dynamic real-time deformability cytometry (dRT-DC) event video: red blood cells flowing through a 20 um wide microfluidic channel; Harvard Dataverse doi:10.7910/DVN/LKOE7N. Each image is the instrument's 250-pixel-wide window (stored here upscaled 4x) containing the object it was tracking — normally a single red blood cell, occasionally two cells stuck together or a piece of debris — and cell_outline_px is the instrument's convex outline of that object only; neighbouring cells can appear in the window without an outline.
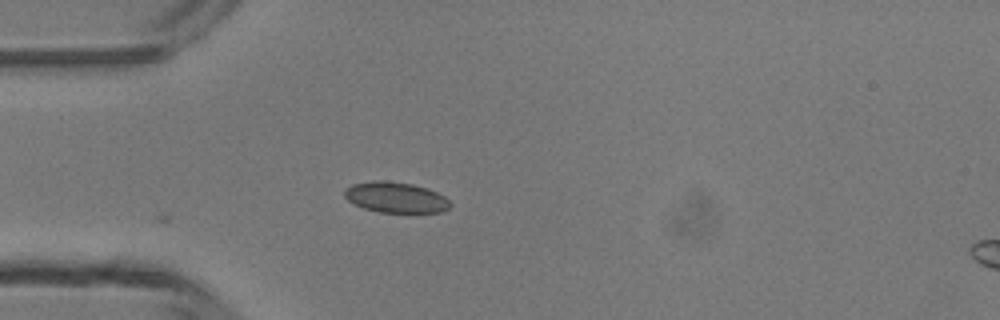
{"species": "common noctule bat (a hibernating species)", "species_latin": "Nyctalus noctula", "temperature_condition": "room temperature", "stored_images_in_passage": 4, "camera_frame_rate_fps": 3000, "um_per_image_px": 0.085, "animal": {"sex": "male", "body_mass_g": 13.3}, "frame": {"image": 1, "passage_image": 3, "time_ms": 2.333, "image_size_px": [1000, 320], "cell_outline_px": [[452, 204], [444, 212], [376, 212], [364, 208], [348, 200], [344, 196], [344, 188], [352, 184], [372, 180], [384, 180], [412, 184], [428, 188], [444, 196]], "centroid_in_image_um": [33.62, 16.77], "position_along_channel_um": 51.4, "area_um2": 18.96}}